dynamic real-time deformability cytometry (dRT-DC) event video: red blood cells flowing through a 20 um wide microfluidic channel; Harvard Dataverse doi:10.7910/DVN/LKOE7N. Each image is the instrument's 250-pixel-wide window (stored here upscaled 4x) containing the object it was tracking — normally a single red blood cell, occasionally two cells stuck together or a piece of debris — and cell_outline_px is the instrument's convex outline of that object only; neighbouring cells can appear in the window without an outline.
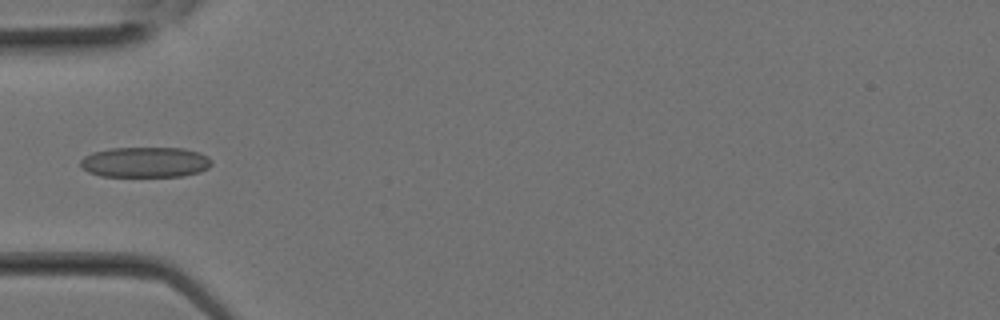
{"species": "Egyptian fruit bat (a non-hibernating species)", "species_latin": "Rousettus aegyptiacus", "temperature_condition": "room temperature", "stored_images_in_passage": 9, "camera_frame_rate_fps": 3000, "um_per_image_px": 0.085, "animal": {"sex": "female"}, "frame": {"image": 1, "passage_image": 8, "time_ms": 2.333, "image_size_px": [1000, 320], "cell_outline_px": [[212, 164], [208, 168], [200, 172], [184, 176], [100, 176], [88, 172], [80, 164], [80, 160], [84, 156], [92, 152], [112, 148], [184, 148], [200, 152], [208, 156], [212, 160]], "centroid_in_image_um": [12.38, 13.78], "position_along_channel_um": 72.6, "area_um2": 23.41}}